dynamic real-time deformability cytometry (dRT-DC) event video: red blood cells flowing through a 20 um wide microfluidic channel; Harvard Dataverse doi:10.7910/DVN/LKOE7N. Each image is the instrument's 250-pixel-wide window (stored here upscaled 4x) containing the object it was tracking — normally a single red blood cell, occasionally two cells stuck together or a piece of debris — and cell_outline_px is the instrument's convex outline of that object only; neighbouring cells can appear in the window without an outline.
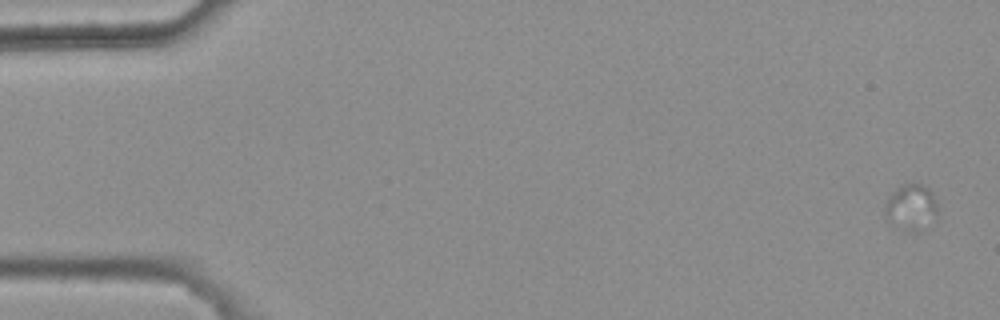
{"species": "common noctule bat (a hibernating species)", "species_latin": "Nyctalus noctula", "temperature_condition": "warm", "stored_images_in_passage": 5, "camera_frame_rate_fps": 3000, "um_per_image_px": 0.085, "animal": {"sex": "female", "body_mass_g": 25.1}, "frame": {"image": 1, "passage_image": 1, "time_ms": 0.0, "image_size_px": [1000, 320], "cell_outline_px": [[936, 212], [920, 232], [912, 232], [888, 220], [884, 216], [884, 208], [888, 196], [896, 188], [904, 184], [920, 184], [928, 188], [932, 192], [936, 200]], "centroid_in_image_um": [77.41, 17.58], "position_along_channel_um": 7.6, "area_um2": 13.7}}